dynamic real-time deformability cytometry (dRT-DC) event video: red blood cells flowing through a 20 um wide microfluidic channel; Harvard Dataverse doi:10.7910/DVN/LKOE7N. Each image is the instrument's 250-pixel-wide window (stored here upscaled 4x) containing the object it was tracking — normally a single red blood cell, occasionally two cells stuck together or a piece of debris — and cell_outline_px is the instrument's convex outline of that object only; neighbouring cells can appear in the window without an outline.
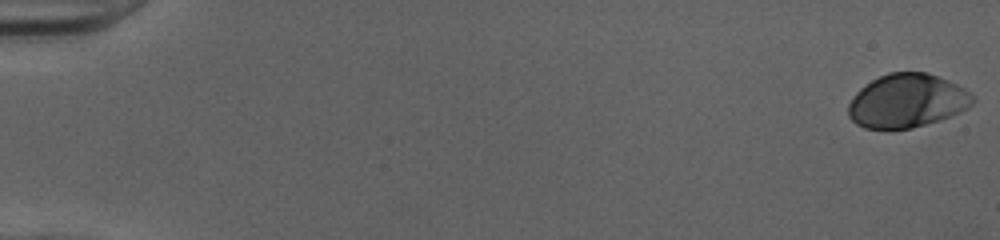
{"species": "human", "species_latin": "Homo sapiens", "temperature_condition": "cold", "stored_images_in_passage": 52, "camera_frame_rate_fps": 3000, "um_per_image_px": 0.085, "donor": {"sex": "female"}, "frame": {"image": 1, "passage_image": 1, "time_ms": 0.0, "image_size_px": [1000, 240], "cell_outline_px": [[976, 100], [968, 108], [960, 112], [940, 120], [912, 128], [888, 132], [864, 128], [856, 124], [848, 116], [848, 104], [856, 92], [860, 88], [872, 80], [888, 72], [928, 72], [948, 80], [964, 88]], "centroid_in_image_um": [77.07, 8.61], "position_along_channel_um": 7.9, "area_um2": 39.54}}
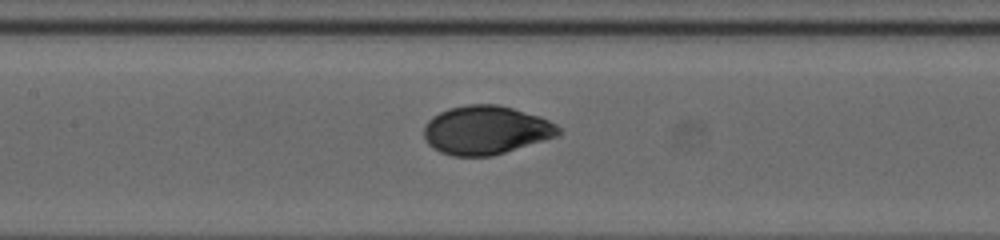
{"frame": {"image": 2, "passage_image": 26, "time_ms": 8.333, "image_size_px": [1000, 240], "cell_outline_px": [[560, 132], [556, 136], [544, 140], [492, 156], [452, 156], [440, 152], [432, 148], [424, 140], [424, 124], [432, 116], [448, 108], [468, 104], [496, 104], [512, 108], [540, 116], [556, 124], [560, 128]], "centroid_in_image_um": [41.26, 11.06], "position_along_channel_um": 166.1, "area_um2": 38.21}}
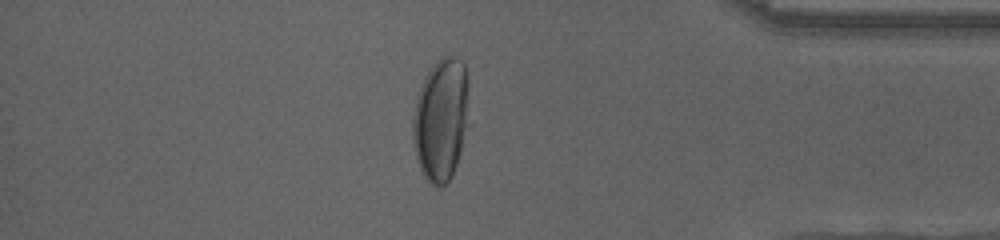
{"frame": {"image": 3, "passage_image": 45, "time_ms": 14.667, "image_size_px": [1000, 240], "cell_outline_px": [[472, 124], [452, 176], [444, 184], [432, 184], [424, 176], [420, 168], [416, 156], [412, 140], [412, 116], [416, 96], [420, 84], [424, 76], [432, 64], [436, 60], [444, 56], [456, 56], [464, 64], [468, 80]], "centroid_in_image_um": [37.53, 10.1], "position_along_channel_um": 397.7, "area_um2": 41.85}, "authors_computed_cell_mechanics": {"area_um2": 38.437, "velocity_mm_per_s": 4.0266, "shape_relaxation_time_tau1_ms": 4.0049, "shape_relaxation_time_tau2_ms": null, "deformation_change_tau1": 0.189, "deformation_change_tau2": null}}